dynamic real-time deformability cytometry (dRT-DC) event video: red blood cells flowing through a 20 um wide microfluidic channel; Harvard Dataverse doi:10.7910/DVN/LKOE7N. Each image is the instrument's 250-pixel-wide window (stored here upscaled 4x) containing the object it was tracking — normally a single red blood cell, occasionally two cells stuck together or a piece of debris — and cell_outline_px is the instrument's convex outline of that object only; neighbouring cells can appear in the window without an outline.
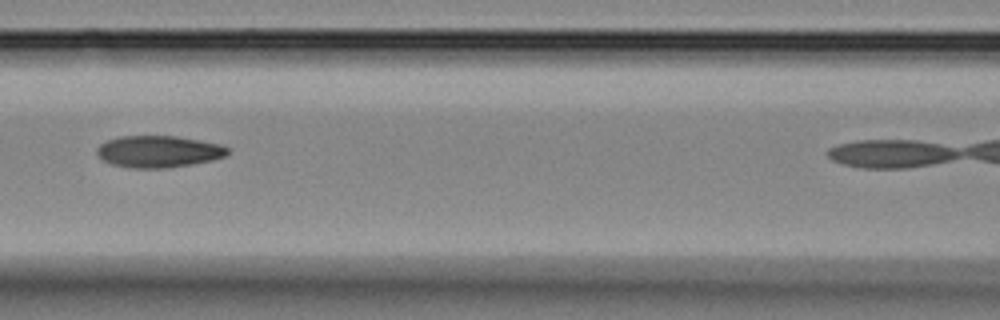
{"species": "Egyptian fruit bat (a non-hibernating species)", "species_latin": "Rousettus aegyptiacus", "temperature_condition": "room temperature", "stored_images_in_passage": 11, "camera_frame_rate_fps": 3000, "um_per_image_px": 0.085, "animal": {"sex": "female"}, "frame": {"image": 1, "passage_image": 7, "time_ms": 7.333, "image_size_px": [1000, 320], "cell_outline_px": [[228, 152], [224, 156], [212, 160], [192, 164], [168, 168], [132, 168], [112, 164], [100, 160], [96, 156], [96, 148], [100, 144], [108, 140], [120, 136], [176, 136], [200, 140], [220, 144], [228, 148]], "centroid_in_image_um": [13.42, 12.88], "position_along_channel_um": 153.2, "area_um2": 24.33}}